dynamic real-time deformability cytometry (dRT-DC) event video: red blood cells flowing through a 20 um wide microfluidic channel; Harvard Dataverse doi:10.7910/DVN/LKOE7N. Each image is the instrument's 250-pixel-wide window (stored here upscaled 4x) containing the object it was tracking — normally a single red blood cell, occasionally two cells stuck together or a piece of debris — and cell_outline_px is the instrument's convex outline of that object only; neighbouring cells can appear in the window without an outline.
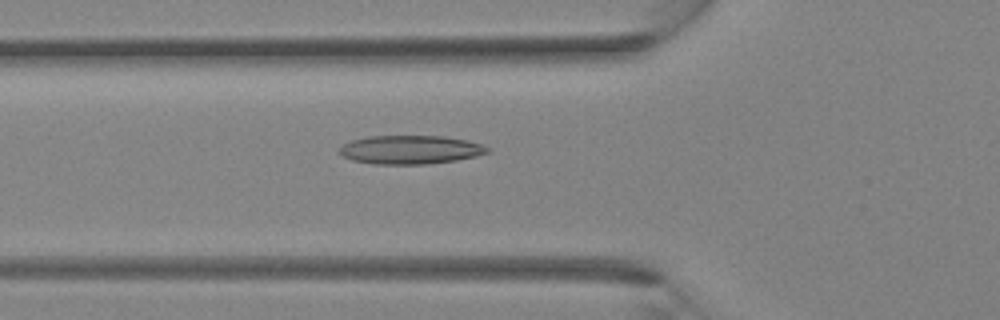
{"species": "Egyptian fruit bat (a non-hibernating species)", "species_latin": "Rousettus aegyptiacus", "temperature_condition": "room temperature", "stored_images_in_passage": 37, "camera_frame_rate_fps": 3000, "um_per_image_px": 0.085, "animal": {"sex": "female"}, "frame": {"image": 1, "passage_image": 13, "time_ms": 4.0, "image_size_px": [1000, 320], "cell_outline_px": [[492, 152], [476, 156], [456, 160], [428, 164], [376, 164], [352, 160], [344, 156], [340, 152], [340, 148], [344, 144], [352, 140], [368, 136], [444, 136], [468, 140], [480, 144], [488, 148]], "centroid_in_image_um": [34.92, 12.72], "position_along_channel_um": 90.9, "area_um2": 24.62}}
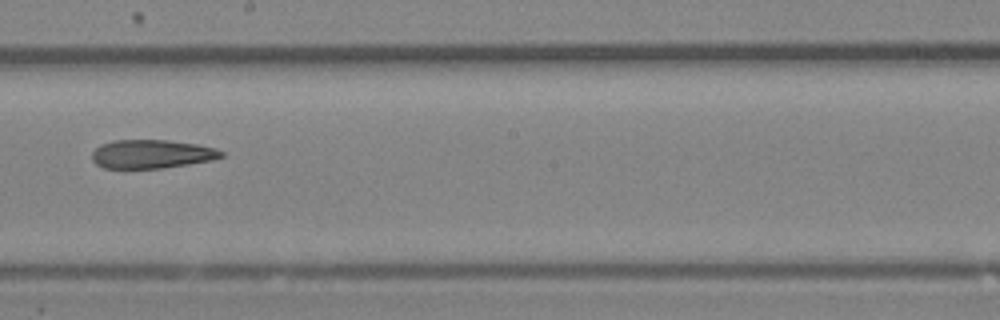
{"frame": {"image": 2, "passage_image": 21, "time_ms": 6.667, "image_size_px": [1000, 320], "cell_outline_px": [[224, 156], [212, 160], [188, 164], [160, 168], [104, 168], [96, 164], [92, 160], [92, 152], [100, 144], [112, 140], [168, 140], [196, 144], [216, 148], [224, 152]], "centroid_in_image_um": [12.88, 13.09], "position_along_channel_um": 235.3, "area_um2": 21.62}}
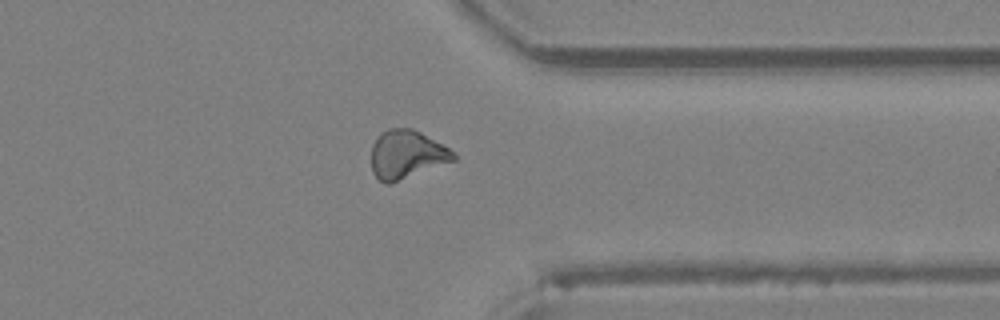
{"frame": {"image": 3, "passage_image": 29, "time_ms": 9.333, "image_size_px": [1000, 320], "cell_outline_px": [[456, 160], [388, 184], [384, 184], [372, 172], [372, 144], [380, 132], [388, 128], [412, 128], [420, 132], [448, 148], [456, 156]], "centroid_in_image_um": [34.53, 13.12], "position_along_channel_um": 376.9, "area_um2": 22.95}}